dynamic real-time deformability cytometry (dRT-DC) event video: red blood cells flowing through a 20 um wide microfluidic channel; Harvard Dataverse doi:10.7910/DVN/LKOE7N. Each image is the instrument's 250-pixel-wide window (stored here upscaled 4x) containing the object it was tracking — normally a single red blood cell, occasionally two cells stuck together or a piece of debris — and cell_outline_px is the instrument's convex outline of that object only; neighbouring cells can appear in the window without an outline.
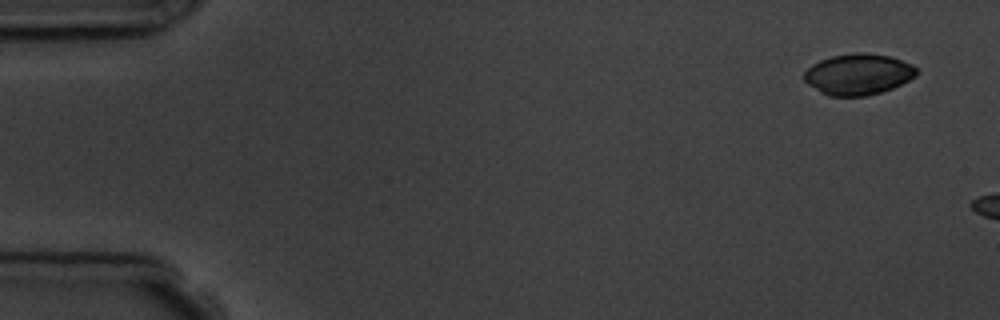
{"species": "common noctule bat (a hibernating species)", "species_latin": "Nyctalus noctula", "temperature_condition": "room temperature", "stored_images_in_passage": 3, "camera_frame_rate_fps": 3000, "um_per_image_px": 0.085, "animal": {"sex": "male", "body_mass_g": 19.5, "forearm_length_mm": 54.6}, "frame": {"image": 1, "passage_image": 1, "time_ms": 0.0, "image_size_px": [1000, 320], "cell_outline_px": [[920, 72], [916, 76], [892, 88], [880, 92], [864, 96], [828, 96], [820, 92], [808, 84], [804, 80], [804, 72], [812, 64], [820, 60], [832, 56], [856, 52], [864, 52], [892, 56], [912, 64]], "centroid_in_image_um": [72.96, 6.3], "position_along_channel_um": 12.0, "area_um2": 26.99}}